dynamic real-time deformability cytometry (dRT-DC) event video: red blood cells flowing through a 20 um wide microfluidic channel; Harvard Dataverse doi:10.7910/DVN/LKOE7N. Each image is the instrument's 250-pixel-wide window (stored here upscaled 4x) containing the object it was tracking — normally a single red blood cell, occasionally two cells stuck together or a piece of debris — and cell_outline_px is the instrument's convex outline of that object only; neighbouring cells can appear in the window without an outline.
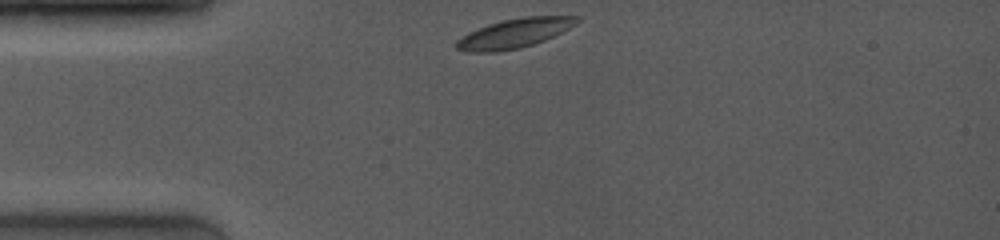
{"species": "common noctule bat (a hibernating species)", "species_latin": "Nyctalus noctula", "temperature_condition": "room temperature", "stored_images_in_passage": 9, "camera_frame_rate_fps": 4000, "um_per_image_px": 0.085, "animal": {"sex": "female", "body_mass_g": 19.0, "forearm_length_mm": 53.3}, "frame": {"image": 1, "passage_image": 1, "time_ms": 0.0, "image_size_px": [1000, 240], "cell_outline_px": [[580, 20], [576, 24], [544, 40], [520, 48], [496, 52], [468, 52], [456, 48], [456, 40], [468, 32], [488, 24], [500, 20], [524, 16], [580, 16]], "centroid_in_image_um": [43.7, 2.82], "position_along_channel_um": 41.3, "area_um2": 20.52}}